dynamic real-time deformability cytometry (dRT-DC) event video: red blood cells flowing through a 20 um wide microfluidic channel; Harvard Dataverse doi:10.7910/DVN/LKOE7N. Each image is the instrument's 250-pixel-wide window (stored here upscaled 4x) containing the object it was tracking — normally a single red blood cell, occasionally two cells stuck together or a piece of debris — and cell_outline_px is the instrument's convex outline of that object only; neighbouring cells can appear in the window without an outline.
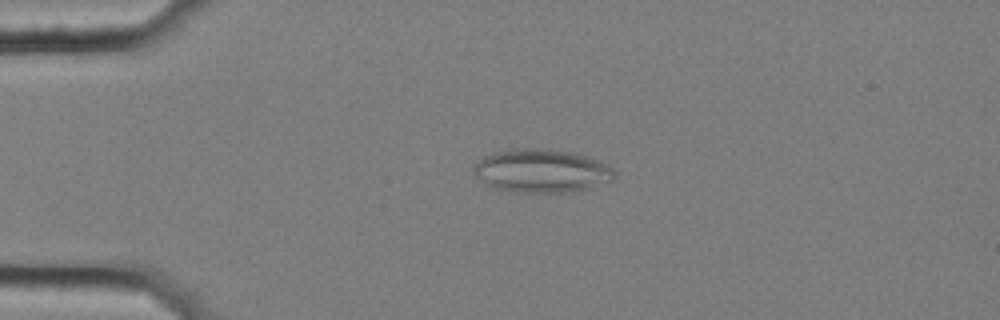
{"species": "common noctule bat (a hibernating species)", "species_latin": "Nyctalus noctula", "temperature_condition": "cold", "stored_images_in_passage": 19, "camera_frame_rate_fps": 3000, "um_per_image_px": 0.085, "animal": {"sex": "female", "body_mass_g": 25.1}, "frame": {"image": 1, "passage_image": 13, "time_ms": 4.0, "image_size_px": [1000, 320], "cell_outline_px": [[616, 172], [612, 180], [584, 188], [564, 192], [516, 192], [496, 188], [488, 184], [476, 176], [472, 172], [472, 168], [484, 156], [492, 152], [512, 148], [552, 148], [572, 152], [596, 160], [612, 168]], "centroid_in_image_um": [45.98, 14.49], "position_along_channel_um": 39.0, "area_um2": 35.2}}